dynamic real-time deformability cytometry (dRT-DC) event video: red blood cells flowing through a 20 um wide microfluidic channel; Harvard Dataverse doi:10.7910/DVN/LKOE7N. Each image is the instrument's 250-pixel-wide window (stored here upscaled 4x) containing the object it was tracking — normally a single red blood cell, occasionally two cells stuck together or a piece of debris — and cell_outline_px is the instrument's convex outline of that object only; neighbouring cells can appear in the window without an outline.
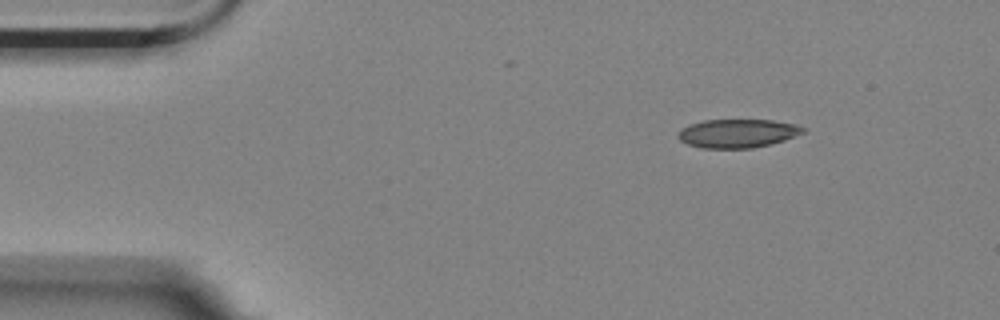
{"species": "Egyptian fruit bat (a non-hibernating species)", "species_latin": "Rousettus aegyptiacus", "temperature_condition": "room temperature", "stored_images_in_passage": 1, "camera_frame_rate_fps": 3000, "um_per_image_px": 0.085, "animal": {"sex": "female"}, "frame": {"image": 1, "passage_image": 1, "time_ms": 0.0, "image_size_px": [1000, 320], "cell_outline_px": [[808, 128], [804, 132], [784, 140], [752, 148], [700, 148], [688, 144], [680, 140], [676, 136], [680, 128], [688, 124], [704, 120], [772, 120], [796, 124]], "centroid_in_image_um": [62.66, 11.33], "position_along_channel_um": 22.3, "area_um2": 20.92}}